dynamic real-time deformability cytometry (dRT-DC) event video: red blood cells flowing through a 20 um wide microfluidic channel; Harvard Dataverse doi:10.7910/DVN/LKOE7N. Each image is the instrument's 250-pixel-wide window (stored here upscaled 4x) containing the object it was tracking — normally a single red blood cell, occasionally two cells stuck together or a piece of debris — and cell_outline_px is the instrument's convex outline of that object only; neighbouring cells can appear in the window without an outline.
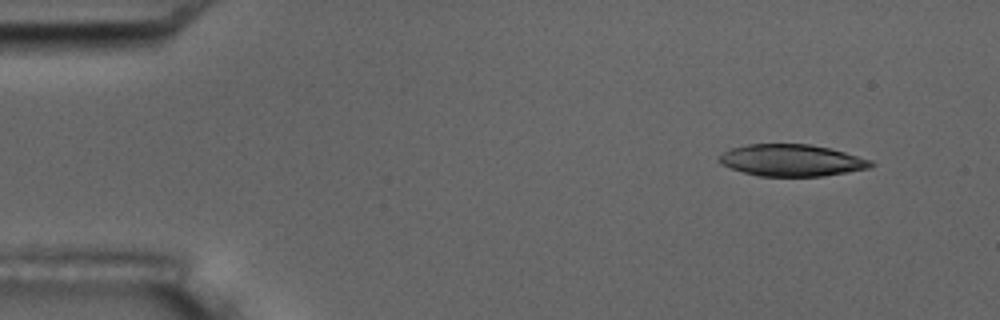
{"species": "common noctule bat (a hibernating species)", "species_latin": "Nyctalus noctula", "temperature_condition": "room temperature", "stored_images_in_passage": 4, "camera_frame_rate_fps": 3000, "um_per_image_px": 0.085, "animal": {"sex": "male", "body_mass_g": 17.5, "forearm_length_mm": 52.3}, "frame": {"image": 1, "passage_image": 1, "time_ms": 0.0, "image_size_px": [1000, 320], "cell_outline_px": [[876, 164], [868, 168], [824, 176], [760, 176], [744, 172], [720, 164], [716, 160], [724, 152], [732, 148], [748, 144], [808, 144], [828, 148], [844, 152], [872, 160]], "centroid_in_image_um": [67.28, 13.63], "position_along_channel_um": 17.7, "area_um2": 27.92}}